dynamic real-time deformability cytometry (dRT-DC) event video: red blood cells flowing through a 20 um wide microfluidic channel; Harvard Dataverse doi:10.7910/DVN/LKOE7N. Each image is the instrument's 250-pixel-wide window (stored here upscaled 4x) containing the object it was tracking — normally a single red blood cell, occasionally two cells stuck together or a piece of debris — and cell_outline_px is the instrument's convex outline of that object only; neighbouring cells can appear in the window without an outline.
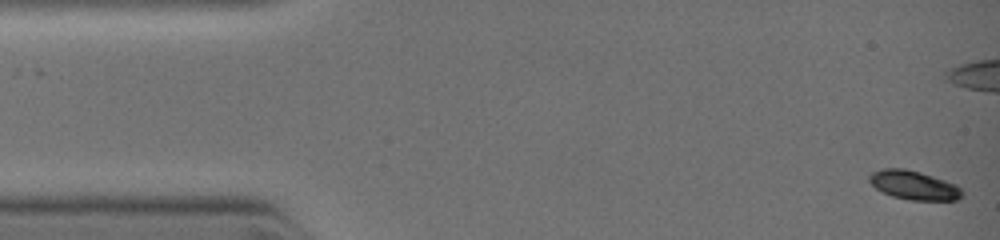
{"species": "common noctule bat (a hibernating species)", "species_latin": "Nyctalus noctula", "temperature_condition": "warm", "stored_images_in_passage": 8, "camera_frame_rate_fps": 3000, "um_per_image_px": 0.085, "animal": {"sex": "female", "body_mass_g": 19.0, "forearm_length_mm": 51.5}, "frame": {"image": 1, "passage_image": 1, "time_ms": 0.0, "image_size_px": [1000, 240], "cell_outline_px": [[964, 196], [956, 200], [908, 200], [892, 196], [876, 188], [868, 180], [868, 176], [872, 172], [884, 168], [904, 168], [920, 172], [956, 184], [964, 192]], "centroid_in_image_um": [77.69, 15.74], "position_along_channel_um": 7.3, "area_um2": 15.66}}